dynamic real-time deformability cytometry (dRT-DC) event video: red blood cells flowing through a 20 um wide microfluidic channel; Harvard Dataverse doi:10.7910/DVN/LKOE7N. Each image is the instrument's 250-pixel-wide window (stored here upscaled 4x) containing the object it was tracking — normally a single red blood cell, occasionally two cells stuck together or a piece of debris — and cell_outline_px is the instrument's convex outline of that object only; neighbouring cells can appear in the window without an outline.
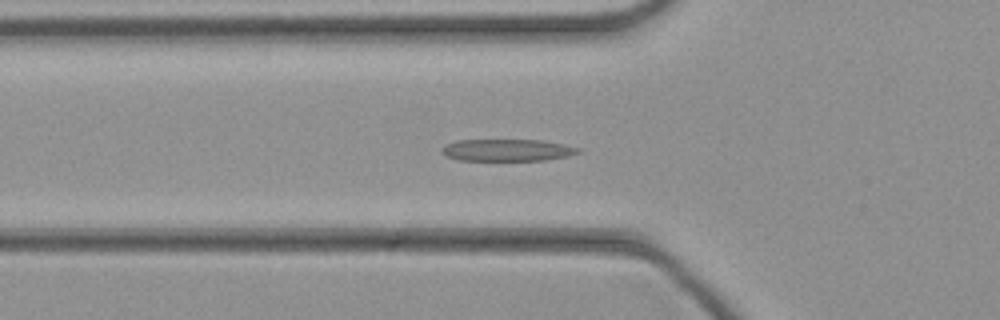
{"species": "common noctule bat (a hibernating species)", "species_latin": "Nyctalus noctula", "temperature_condition": "cold", "stored_images_in_passage": 43, "camera_frame_rate_fps": 3000, "um_per_image_px": 0.085, "animal": {"sex": "female", "body_mass_g": 21.9}, "frame": {"image": 1, "passage_image": 12, "time_ms": 3.667, "image_size_px": [1000, 320], "cell_outline_px": [[580, 152], [568, 156], [544, 160], [456, 160], [444, 156], [440, 152], [440, 148], [456, 140], [544, 140], [564, 144], [580, 148]], "centroid_in_image_um": [43.08, 12.76], "position_along_channel_um": 82.7, "area_um2": 17.57}}
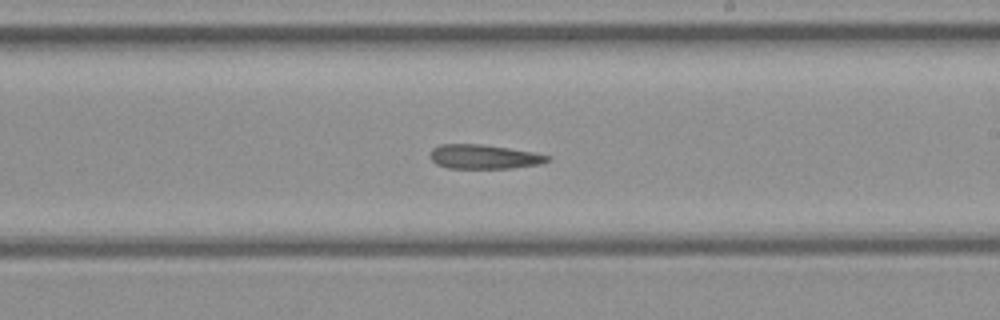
{"frame": {"image": 2, "passage_image": 23, "time_ms": 7.333, "image_size_px": [1000, 320], "cell_outline_px": [[552, 160], [540, 164], [512, 168], [448, 168], [436, 164], [428, 156], [432, 148], [440, 144], [480, 144], [508, 148], [532, 152], [552, 156]], "centroid_in_image_um": [41.13, 13.32], "position_along_channel_um": 247.9, "area_um2": 16.7}}
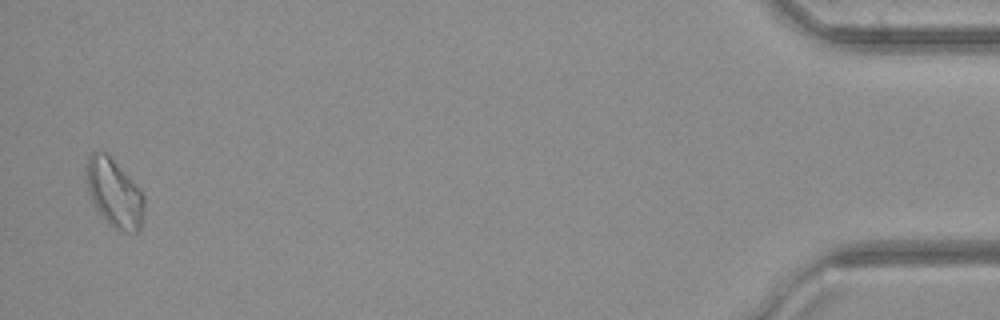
{"frame": {"image": 3, "passage_image": 41, "time_ms": 13.333, "image_size_px": [1000, 320], "cell_outline_px": [[144, 220], [140, 232], [116, 232], [108, 224], [96, 208], [88, 192], [88, 156], [92, 152], [100, 148], [140, 188], [144, 196]], "centroid_in_image_um": [9.77, 16.49], "position_along_channel_um": 425.4, "area_um2": 23.0}}